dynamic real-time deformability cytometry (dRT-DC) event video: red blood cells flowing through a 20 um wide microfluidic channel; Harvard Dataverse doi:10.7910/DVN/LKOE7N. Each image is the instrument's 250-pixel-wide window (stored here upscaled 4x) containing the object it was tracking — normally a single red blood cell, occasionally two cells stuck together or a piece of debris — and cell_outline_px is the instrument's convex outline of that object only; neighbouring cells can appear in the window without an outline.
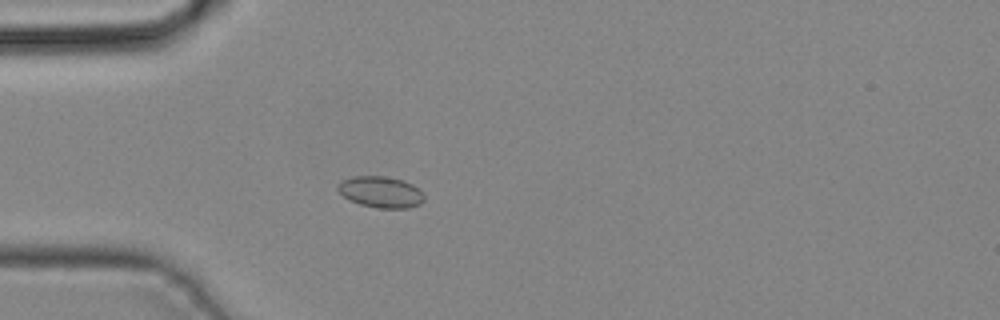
{"species": "common noctule bat (a hibernating species)", "species_latin": "Nyctalus noctula", "temperature_condition": "cold", "stored_images_in_passage": 35, "camera_frame_rate_fps": 3000, "um_per_image_px": 0.085, "animal": {"sex": "male", "body_mass_g": 19.2, "forearm_length_mm": 51.8}, "frame": {"image": 1, "passage_image": 5, "time_ms": 1.333, "image_size_px": [1000, 320], "cell_outline_px": [[424, 200], [420, 204], [408, 208], [376, 208], [360, 204], [344, 196], [336, 188], [344, 180], [352, 176], [384, 176], [404, 180], [420, 188], [424, 196]], "centroid_in_image_um": [32.42, 16.32], "position_along_channel_um": 52.6, "area_um2": 15.66}}
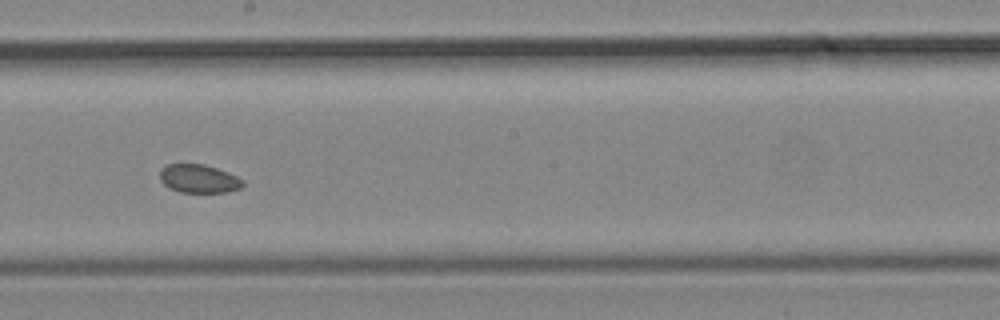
{"frame": {"image": 2, "passage_image": 17, "time_ms": 5.333, "image_size_px": [1000, 320], "cell_outline_px": [[244, 184], [240, 188], [228, 192], [180, 192], [168, 188], [160, 180], [160, 172], [168, 164], [204, 164], [216, 168], [236, 176], [244, 180]], "centroid_in_image_um": [16.9, 15.2], "position_along_channel_um": 231.3, "area_um2": 13.64}}
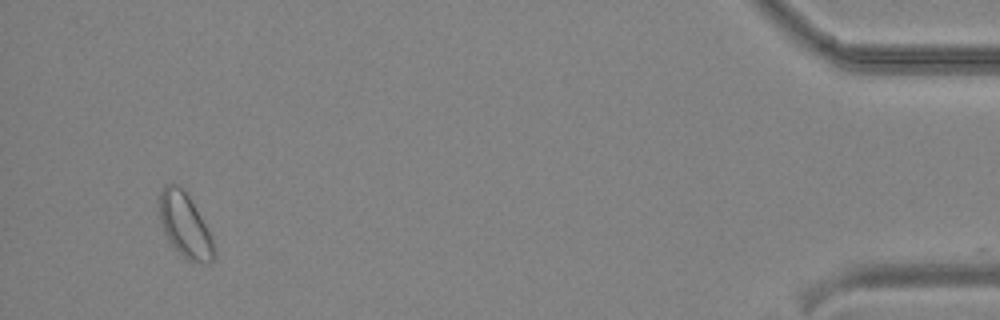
{"frame": {"image": 3, "passage_image": 34, "time_ms": 11.0, "image_size_px": [1000, 320], "cell_outline_px": [[216, 256], [208, 264], [188, 260], [168, 240], [164, 232], [160, 220], [160, 192], [164, 184], [176, 184], [188, 196], [200, 216], [212, 240]], "centroid_in_image_um": [15.71, 19.17], "position_along_channel_um": 419.5, "area_um2": 19.71}}